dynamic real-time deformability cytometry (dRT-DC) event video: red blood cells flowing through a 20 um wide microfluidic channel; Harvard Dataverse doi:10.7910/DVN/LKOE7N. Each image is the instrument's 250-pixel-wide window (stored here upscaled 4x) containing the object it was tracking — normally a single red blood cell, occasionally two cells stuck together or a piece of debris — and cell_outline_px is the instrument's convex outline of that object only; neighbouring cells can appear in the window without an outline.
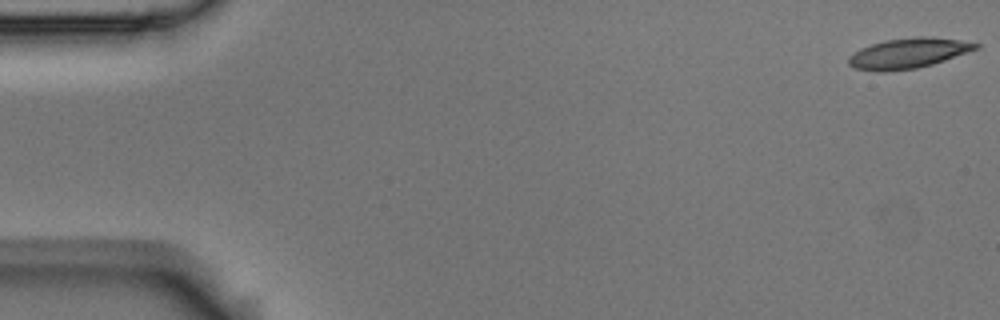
{"species": "Egyptian fruit bat (a non-hibernating species)", "species_latin": "Rousettus aegyptiacus", "temperature_condition": "room temperature", "stored_images_in_passage": 3, "camera_frame_rate_fps": 3000, "um_per_image_px": 0.085, "animal": {"sex": "male"}, "frame": {"image": 1, "passage_image": 1, "time_ms": 0.0, "image_size_px": [1000, 320], "cell_outline_px": [[980, 48], [932, 64], [916, 68], [884, 72], [876, 72], [856, 68], [848, 64], [848, 56], [860, 48], [884, 40], [916, 36], [924, 36], [960, 40], [980, 44]], "centroid_in_image_um": [77.17, 4.52], "position_along_channel_um": 7.8, "area_um2": 22.37}}